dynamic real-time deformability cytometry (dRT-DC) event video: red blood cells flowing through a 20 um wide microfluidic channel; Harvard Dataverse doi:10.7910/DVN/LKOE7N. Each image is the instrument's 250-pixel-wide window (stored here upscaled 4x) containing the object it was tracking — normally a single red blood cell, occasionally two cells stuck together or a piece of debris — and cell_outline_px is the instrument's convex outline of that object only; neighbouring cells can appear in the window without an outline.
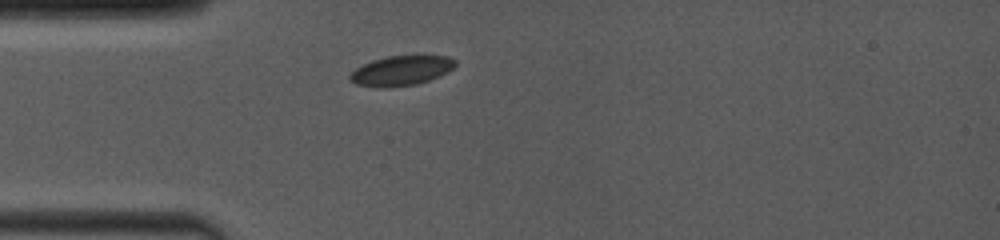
{"species": "common noctule bat (a hibernating species)", "species_latin": "Nyctalus noctula", "temperature_condition": "room temperature", "stored_images_in_passage": 3, "camera_frame_rate_fps": 4000, "um_per_image_px": 0.085, "animal": {"sex": "female", "body_mass_g": 19.0, "forearm_length_mm": 53.3}, "frame": {"image": 1, "passage_image": 1, "time_ms": 0.0, "image_size_px": [1000, 240], "cell_outline_px": [[456, 64], [452, 68], [428, 80], [416, 84], [356, 84], [348, 76], [356, 68], [372, 60], [388, 56], [420, 52], [448, 56], [456, 60]], "centroid_in_image_um": [34.21, 5.87], "position_along_channel_um": 50.8, "area_um2": 17.86}}